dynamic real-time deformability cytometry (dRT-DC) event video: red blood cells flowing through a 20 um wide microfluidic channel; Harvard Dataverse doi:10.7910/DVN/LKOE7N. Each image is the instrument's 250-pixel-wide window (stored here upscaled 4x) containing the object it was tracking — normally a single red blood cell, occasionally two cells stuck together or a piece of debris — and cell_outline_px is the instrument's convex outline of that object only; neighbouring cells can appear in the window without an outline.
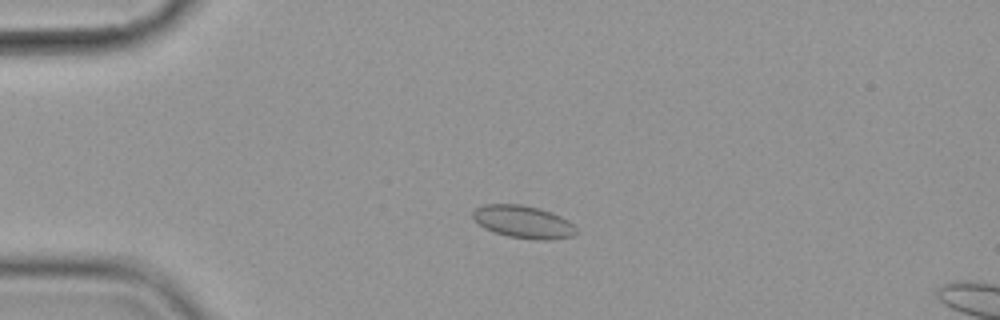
{"species": "common noctule bat (a hibernating species)", "species_latin": "Nyctalus noctula", "temperature_condition": "cold", "stored_images_in_passage": 5, "camera_frame_rate_fps": 3000, "um_per_image_px": 0.085, "animal": {"sex": "female", "body_mass_g": 19.9}, "frame": {"image": 1, "passage_image": 3, "time_ms": 2.333, "image_size_px": [1000, 320], "cell_outline_px": [[580, 232], [572, 236], [548, 240], [540, 240], [508, 236], [484, 228], [472, 216], [472, 212], [476, 208], [484, 204], [520, 204], [540, 208], [552, 212], [568, 220]], "centroid_in_image_um": [44.51, 18.85], "position_along_channel_um": 40.5, "area_um2": 19.59}}
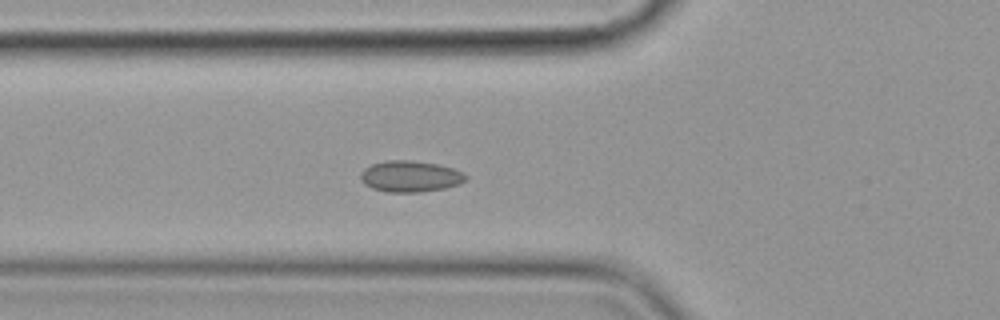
{"frame": {"image": 2, "passage_image": 5, "time_ms": 4.667, "image_size_px": [1000, 320], "cell_outline_px": [[468, 176], [460, 184], [444, 188], [416, 192], [388, 192], [372, 188], [364, 184], [360, 180], [360, 172], [364, 168], [372, 164], [388, 160], [412, 160], [436, 164], [452, 168], [464, 172]], "centroid_in_image_um": [34.85, 14.98], "position_along_channel_um": 91.0, "area_um2": 19.13}}